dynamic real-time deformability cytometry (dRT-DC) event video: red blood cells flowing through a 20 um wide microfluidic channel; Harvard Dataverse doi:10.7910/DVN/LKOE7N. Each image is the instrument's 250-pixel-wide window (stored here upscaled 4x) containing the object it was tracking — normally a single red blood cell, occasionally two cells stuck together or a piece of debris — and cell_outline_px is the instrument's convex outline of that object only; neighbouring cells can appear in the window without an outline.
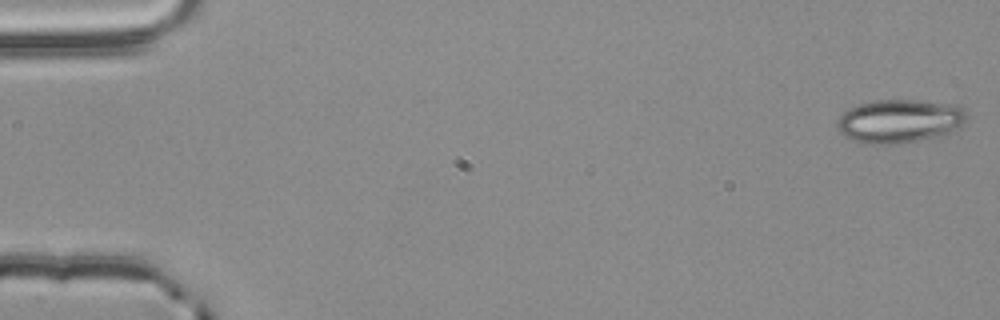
{"species": "common noctule bat (a hibernating species)", "species_latin": "Nyctalus noctula", "temperature_condition": "room temperature", "stored_images_in_passage": 55, "camera_frame_rate_fps": 3000, "um_per_image_px": 0.085, "animal": {"sex": "male", "body_mass_g": 20.4}, "frame": {"image": 1, "passage_image": 1, "time_ms": 0.0, "image_size_px": [1000, 320], "cell_outline_px": [[968, 116], [948, 136], [896, 144], [868, 144], [844, 136], [840, 132], [836, 124], [836, 120], [848, 108], [856, 104], [876, 100], [920, 100], [960, 104], [968, 112]], "centroid_in_image_um": [76.51, 10.28], "position_along_channel_um": 8.5, "area_um2": 33.52}}
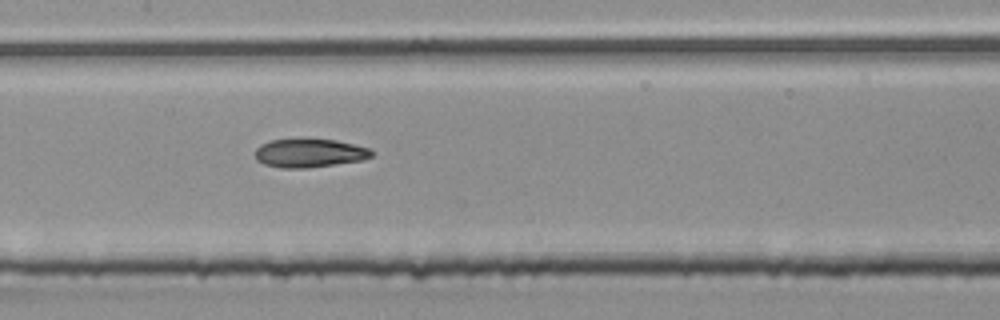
{"frame": {"image": 2, "passage_image": 27, "time_ms": 8.667, "image_size_px": [1000, 320], "cell_outline_px": [[372, 156], [364, 160], [308, 168], [284, 168], [264, 164], [256, 160], [256, 148], [260, 144], [272, 140], [336, 140], [368, 148], [372, 152]], "centroid_in_image_um": [26.3, 13.03], "position_along_channel_um": 181.1, "area_um2": 19.07}}
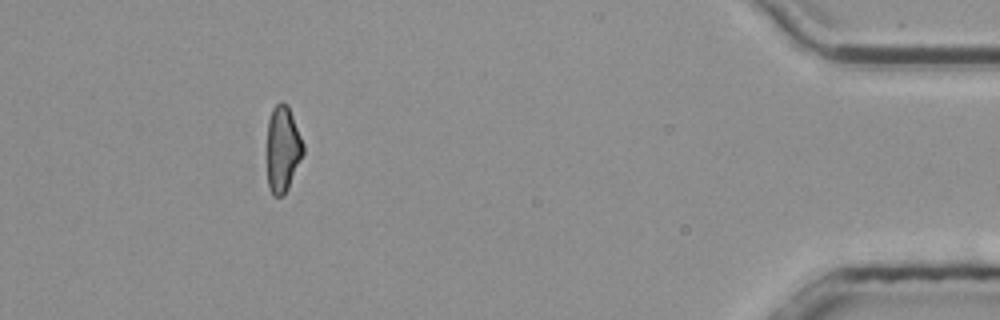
{"frame": {"image": 3, "passage_image": 50, "time_ms": 16.333, "image_size_px": [1000, 320], "cell_outline_px": [[304, 152], [288, 188], [284, 196], [272, 196], [268, 184], [268, 120], [272, 108], [280, 100], [288, 104], [304, 144]], "centroid_in_image_um": [24.04, 12.64], "position_along_channel_um": 411.2, "area_um2": 18.15}, "authors_computed_cell_mechanics": {"area_um2": 19.7098, "velocity_mm_per_s": 3.8146, "shape_relaxation_time_tau1_ms": null, "shape_relaxation_time_tau2_ms": 3.2884, "deformation_change_tau1": null, "deformation_change_tau2": 0.0977}}